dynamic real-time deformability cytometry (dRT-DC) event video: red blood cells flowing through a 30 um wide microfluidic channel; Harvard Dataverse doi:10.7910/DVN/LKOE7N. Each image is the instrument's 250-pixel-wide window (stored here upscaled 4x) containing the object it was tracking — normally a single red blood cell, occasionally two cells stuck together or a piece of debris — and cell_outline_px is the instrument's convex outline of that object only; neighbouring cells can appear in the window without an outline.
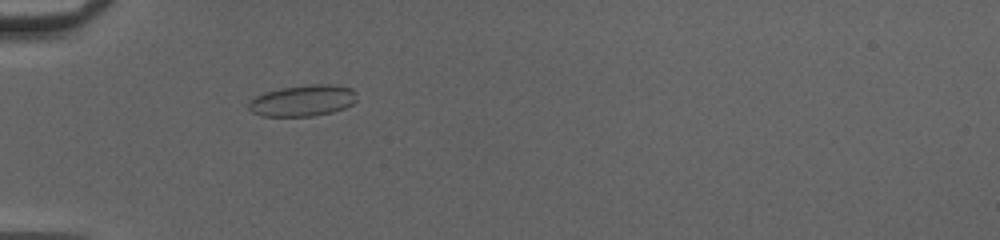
{"species": "common noctule bat (a hibernating species)", "species_latin": "Nyctalus noctula", "temperature_condition": "cold", "stored_images_in_passage": 42, "camera_frame_rate_fps": 3000, "um_per_image_px": 0.085, "animal": {"sex": "female", "body_mass_g": 20.0, "forearm_length_mm": 54.0}, "frame": {"image": 1, "passage_image": 9, "time_ms": 2.667, "image_size_px": [1000, 240], "cell_outline_px": [[356, 100], [352, 104], [344, 108], [332, 112], [312, 116], [260, 116], [252, 112], [248, 108], [248, 104], [256, 96], [264, 92], [280, 88], [308, 84], [332, 84], [352, 88], [356, 92]], "centroid_in_image_um": [25.74, 8.54], "position_along_channel_um": 59.3, "area_um2": 19.83}}
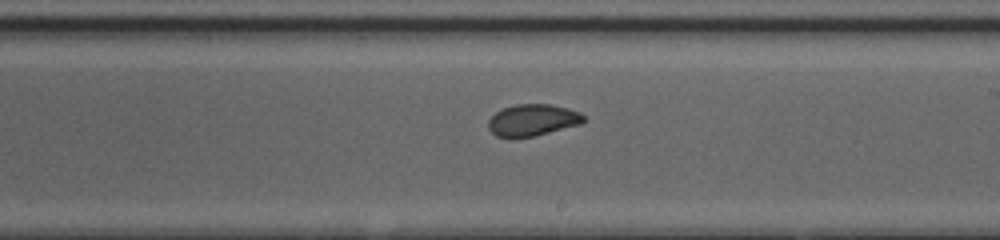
{"frame": {"image": 2, "passage_image": 23, "time_ms": 7.333, "image_size_px": [1000, 240], "cell_outline_px": [[584, 120], [580, 124], [532, 136], [512, 140], [496, 136], [488, 128], [488, 120], [496, 112], [504, 108], [516, 104], [552, 104], [568, 108], [580, 112], [584, 116]], "centroid_in_image_um": [45.23, 10.22], "position_along_channel_um": 243.8, "area_um2": 17.74}}
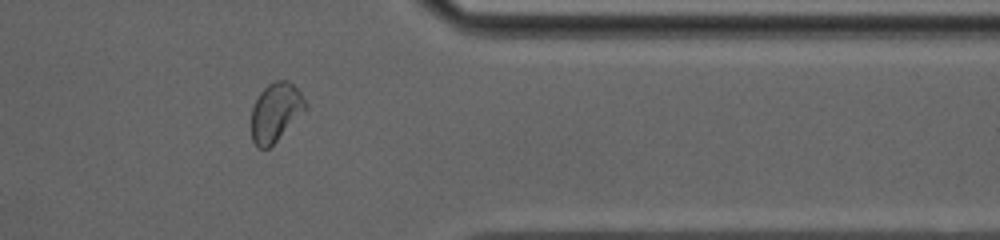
{"frame": {"image": 3, "passage_image": 34, "time_ms": 11.0, "image_size_px": [1000, 240], "cell_outline_px": [[308, 104], [276, 140], [268, 148], [256, 148], [252, 140], [252, 108], [260, 92], [268, 84], [276, 80], [288, 80], [300, 92]], "centroid_in_image_um": [23.39, 9.51], "position_along_channel_um": 388.0, "area_um2": 17.86}, "authors_computed_cell_mechanics": {"area_um2": 18.4382, "velocity_mm_per_s": 4.1693, "shape_relaxation_time_tau1_ms": 4.5152, "shape_relaxation_time_tau2_ms": 1.0442, "deformation_change_tau1": 0.1185, "deformation_change_tau2": 0.0434}}